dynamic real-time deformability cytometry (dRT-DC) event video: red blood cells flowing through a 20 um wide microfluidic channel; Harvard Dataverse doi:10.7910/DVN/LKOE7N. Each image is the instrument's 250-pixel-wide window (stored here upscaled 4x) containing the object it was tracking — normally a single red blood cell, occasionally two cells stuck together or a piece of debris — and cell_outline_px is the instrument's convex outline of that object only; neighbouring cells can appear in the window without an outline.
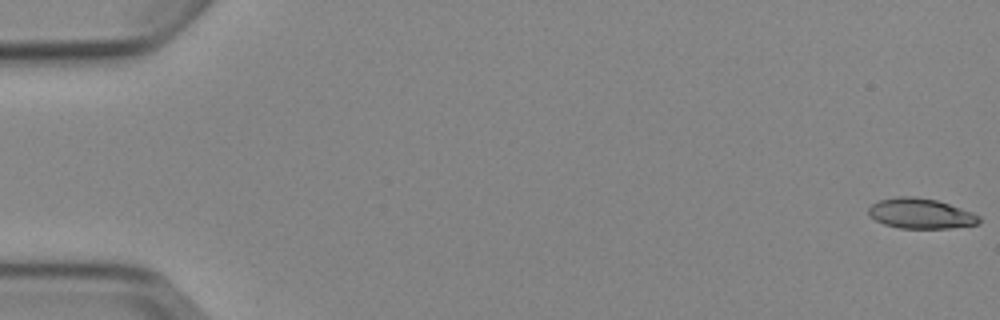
{"species": "Egyptian fruit bat (a non-hibernating species)", "species_latin": "Rousettus aegyptiacus", "temperature_condition": "cold", "stored_images_in_passage": 7, "camera_frame_rate_fps": 3000, "um_per_image_px": 0.085, "animal": {"sex": "female"}, "frame": {"image": 1, "passage_image": 1, "time_ms": 0.0, "image_size_px": [1000, 320], "cell_outline_px": [[980, 220], [976, 224], [948, 228], [900, 228], [884, 224], [868, 216], [868, 208], [872, 204], [880, 200], [896, 196], [912, 196], [936, 200], [972, 212], [980, 216]], "centroid_in_image_um": [78.21, 18.14], "position_along_channel_um": 6.8, "area_um2": 19.31}}
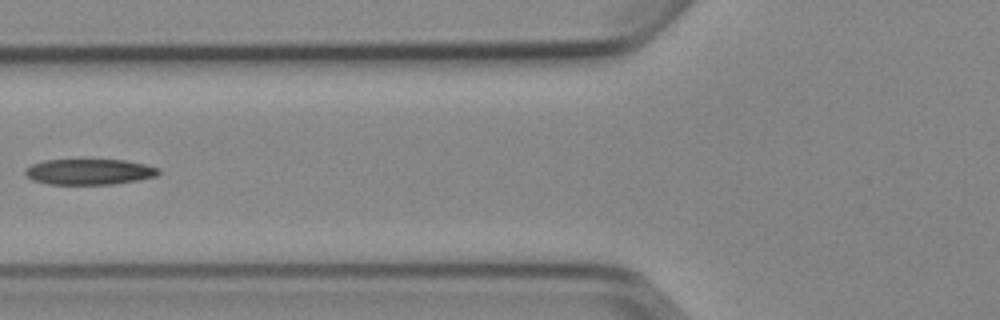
{"frame": {"image": 2, "passage_image": 6, "time_ms": 7.0, "image_size_px": [1000, 320], "cell_outline_px": [[160, 172], [156, 176], [116, 184], [48, 184], [32, 180], [24, 172], [24, 168], [32, 164], [44, 160], [124, 160], [144, 164], [160, 168]], "centroid_in_image_um": [7.57, 14.6], "position_along_channel_um": 118.2, "area_um2": 19.94}}
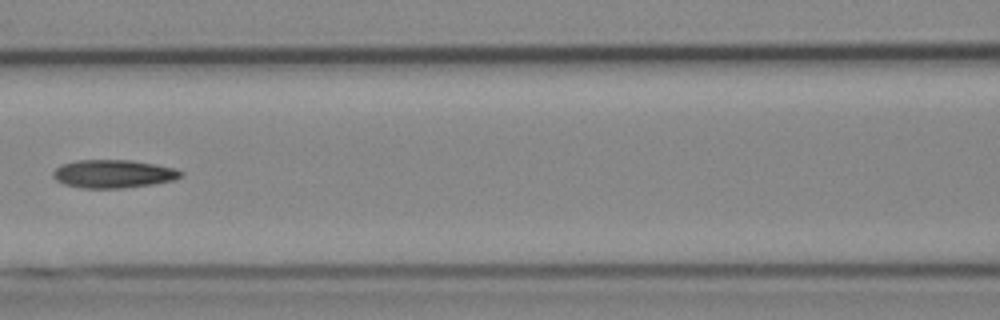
{"frame": {"image": 3, "passage_image": 7, "time_ms": 8.0, "image_size_px": [1000, 320], "cell_outline_px": [[184, 176], [176, 180], [152, 184], [124, 188], [80, 188], [64, 184], [56, 180], [52, 176], [52, 172], [60, 164], [76, 160], [132, 160], [156, 164], [176, 168]], "centroid_in_image_um": [9.63, 14.77], "position_along_channel_um": 157.0, "area_um2": 21.21}}